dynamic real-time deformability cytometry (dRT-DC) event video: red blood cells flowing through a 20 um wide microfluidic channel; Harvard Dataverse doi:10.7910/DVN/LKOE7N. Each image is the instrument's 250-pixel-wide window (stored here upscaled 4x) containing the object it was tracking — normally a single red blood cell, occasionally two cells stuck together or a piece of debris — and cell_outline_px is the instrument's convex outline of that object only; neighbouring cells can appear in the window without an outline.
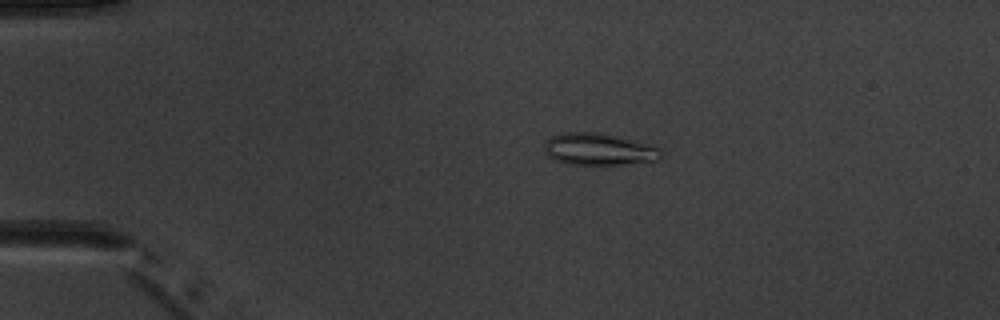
{"species": "common noctule bat (a hibernating species)", "species_latin": "Nyctalus noctula", "temperature_condition": "warm", "stored_images_in_passage": 5, "camera_frame_rate_fps": 3000, "um_per_image_px": 0.085, "animal": {"sex": "male", "body_mass_g": 20.1, "forearm_length_mm": 53.5}, "frame": {"image": 1, "passage_image": 3, "time_ms": 2.0, "image_size_px": [1000, 320], "cell_outline_px": [[664, 156], [660, 160], [624, 164], [568, 164], [556, 160], [548, 156], [544, 152], [544, 144], [552, 136], [564, 132], [596, 132], [660, 148], [664, 152]], "centroid_in_image_um": [50.89, 12.7], "position_along_channel_um": 34.1, "area_um2": 21.39}}
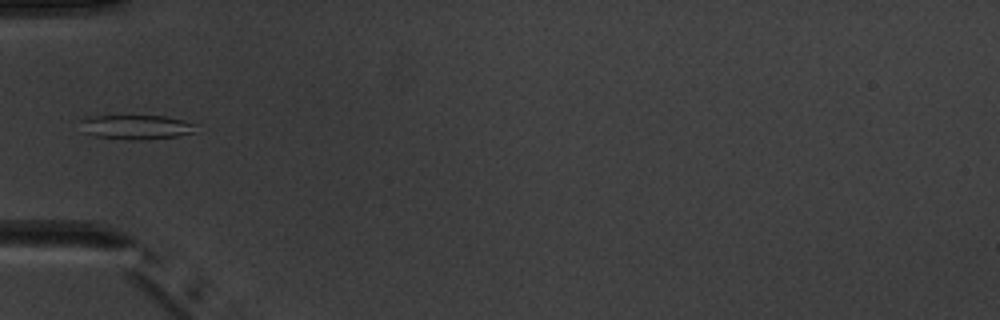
{"frame": {"image": 2, "passage_image": 5, "time_ms": 4.333, "image_size_px": [1000, 320], "cell_outline_px": [[200, 124], [196, 132], [176, 136], [144, 140], [128, 140], [96, 136], [84, 132], [80, 120], [88, 116], [168, 116]], "centroid_in_image_um": [11.66, 10.8], "position_along_channel_um": 73.3, "area_um2": 16.7}}